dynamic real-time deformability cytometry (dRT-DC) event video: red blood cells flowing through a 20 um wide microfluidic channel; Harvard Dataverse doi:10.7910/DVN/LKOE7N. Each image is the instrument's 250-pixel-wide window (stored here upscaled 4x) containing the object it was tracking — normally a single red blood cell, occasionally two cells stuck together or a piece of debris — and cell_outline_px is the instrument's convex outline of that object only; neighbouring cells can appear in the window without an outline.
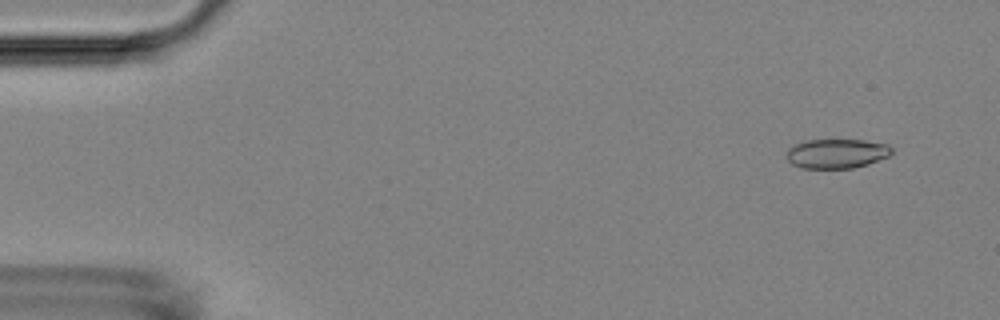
{"species": "Egyptian fruit bat (a non-hibernating species)", "species_latin": "Rousettus aegyptiacus", "temperature_condition": "room temperature", "stored_images_in_passage": 54, "camera_frame_rate_fps": 3000, "um_per_image_px": 0.085, "animal": {"sex": "female"}, "frame": {"image": 1, "passage_image": 4, "time_ms": 1.0, "image_size_px": [1000, 320], "cell_outline_px": [[892, 152], [888, 156], [868, 164], [852, 168], [800, 168], [792, 164], [788, 160], [788, 148], [804, 140], [864, 140], [888, 144], [892, 148]], "centroid_in_image_um": [71.12, 13.05], "position_along_channel_um": 13.9, "area_um2": 17.98}}
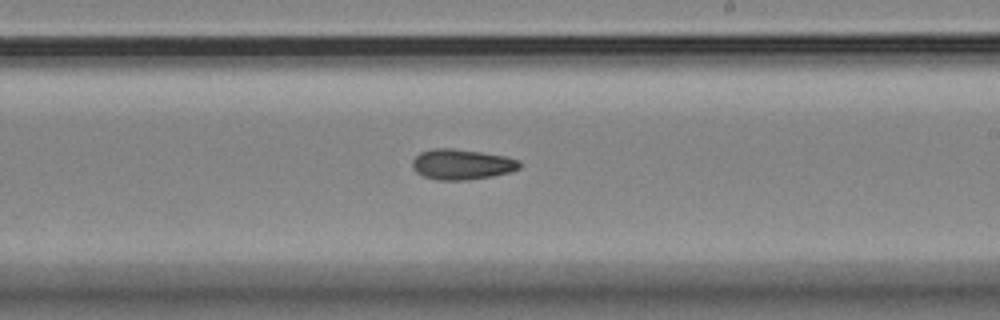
{"frame": {"image": 2, "passage_image": 32, "time_ms": 10.333, "image_size_px": [1000, 320], "cell_outline_px": [[520, 168], [512, 172], [492, 176], [468, 180], [440, 180], [424, 176], [416, 172], [412, 168], [412, 160], [420, 152], [432, 148], [452, 148], [508, 156], [520, 160]], "centroid_in_image_um": [39.27, 13.96], "position_along_channel_um": 249.7, "area_um2": 19.19}}
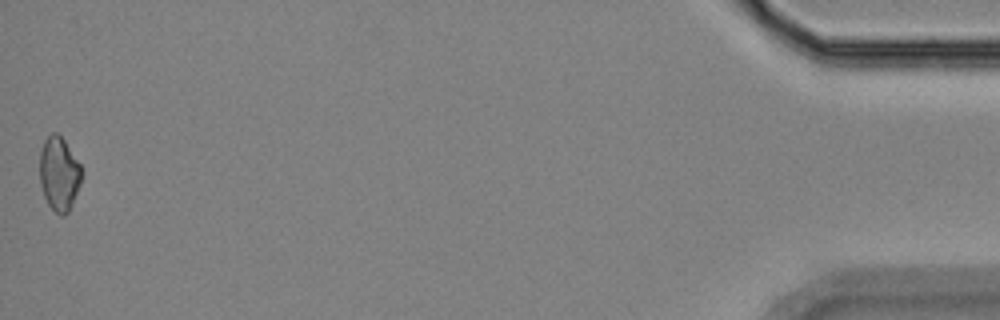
{"frame": {"image": 3, "passage_image": 54, "time_ms": 17.667, "image_size_px": [1000, 320], "cell_outline_px": [[84, 176], [72, 204], [68, 212], [64, 216], [60, 216], [48, 204], [44, 196], [40, 184], [40, 152], [44, 140], [52, 132], [56, 132], [64, 140], [80, 164], [84, 172]], "centroid_in_image_um": [5.04, 14.78], "position_along_channel_um": 430.2, "area_um2": 18.21}, "authors_computed_cell_mechanics": {"area_um2": 18.7561, "velocity_mm_per_s": 3.6973, "shape_relaxation_time_tau1_ms": null, "shape_relaxation_time_tau2_ms": 10.4391, "deformation_change_tau1": null, "deformation_change_tau2": 0.1736}}